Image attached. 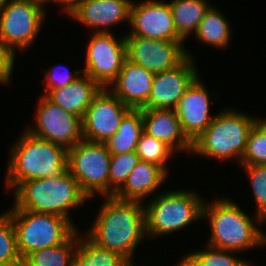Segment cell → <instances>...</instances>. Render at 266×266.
I'll use <instances>...</instances> for the list:
<instances>
[{"label": "cell", "instance_id": "15", "mask_svg": "<svg viewBox=\"0 0 266 266\" xmlns=\"http://www.w3.org/2000/svg\"><path fill=\"white\" fill-rule=\"evenodd\" d=\"M200 80L201 77L198 76L174 108L183 133L192 143L211 124L215 114H210V104L219 98L217 92L209 94L207 87ZM214 96L216 97L214 98Z\"/></svg>", "mask_w": 266, "mask_h": 266}, {"label": "cell", "instance_id": "4", "mask_svg": "<svg viewBox=\"0 0 266 266\" xmlns=\"http://www.w3.org/2000/svg\"><path fill=\"white\" fill-rule=\"evenodd\" d=\"M22 133L9 148L4 185L9 193L21 182L55 177L67 169L65 147L31 135L25 129Z\"/></svg>", "mask_w": 266, "mask_h": 266}, {"label": "cell", "instance_id": "17", "mask_svg": "<svg viewBox=\"0 0 266 266\" xmlns=\"http://www.w3.org/2000/svg\"><path fill=\"white\" fill-rule=\"evenodd\" d=\"M132 1L81 0L68 17L94 30L91 32L111 33V27H116L122 22H126L129 26Z\"/></svg>", "mask_w": 266, "mask_h": 266}, {"label": "cell", "instance_id": "7", "mask_svg": "<svg viewBox=\"0 0 266 266\" xmlns=\"http://www.w3.org/2000/svg\"><path fill=\"white\" fill-rule=\"evenodd\" d=\"M9 211L22 260L35 250L62 244L77 230L68 219L58 215Z\"/></svg>", "mask_w": 266, "mask_h": 266}, {"label": "cell", "instance_id": "11", "mask_svg": "<svg viewBox=\"0 0 266 266\" xmlns=\"http://www.w3.org/2000/svg\"><path fill=\"white\" fill-rule=\"evenodd\" d=\"M34 125L25 129L31 135L65 147L67 150L83 140L82 119L49 101L39 97Z\"/></svg>", "mask_w": 266, "mask_h": 266}, {"label": "cell", "instance_id": "10", "mask_svg": "<svg viewBox=\"0 0 266 266\" xmlns=\"http://www.w3.org/2000/svg\"><path fill=\"white\" fill-rule=\"evenodd\" d=\"M90 37L82 72L102 88H108L127 59L125 34L119 37L113 32H92Z\"/></svg>", "mask_w": 266, "mask_h": 266}, {"label": "cell", "instance_id": "25", "mask_svg": "<svg viewBox=\"0 0 266 266\" xmlns=\"http://www.w3.org/2000/svg\"><path fill=\"white\" fill-rule=\"evenodd\" d=\"M144 132L142 109H131L122 119L117 132L106 142L111 154L136 151L137 143Z\"/></svg>", "mask_w": 266, "mask_h": 266}, {"label": "cell", "instance_id": "18", "mask_svg": "<svg viewBox=\"0 0 266 266\" xmlns=\"http://www.w3.org/2000/svg\"><path fill=\"white\" fill-rule=\"evenodd\" d=\"M154 75L155 73L126 59L108 89L129 108L142 109L150 96Z\"/></svg>", "mask_w": 266, "mask_h": 266}, {"label": "cell", "instance_id": "6", "mask_svg": "<svg viewBox=\"0 0 266 266\" xmlns=\"http://www.w3.org/2000/svg\"><path fill=\"white\" fill-rule=\"evenodd\" d=\"M204 201L197 190H159L150 202H144L146 237L168 236L187 229L194 221H201Z\"/></svg>", "mask_w": 266, "mask_h": 266}, {"label": "cell", "instance_id": "12", "mask_svg": "<svg viewBox=\"0 0 266 266\" xmlns=\"http://www.w3.org/2000/svg\"><path fill=\"white\" fill-rule=\"evenodd\" d=\"M127 59L153 73L171 70L187 56L194 57L184 41H166L125 36Z\"/></svg>", "mask_w": 266, "mask_h": 266}, {"label": "cell", "instance_id": "9", "mask_svg": "<svg viewBox=\"0 0 266 266\" xmlns=\"http://www.w3.org/2000/svg\"><path fill=\"white\" fill-rule=\"evenodd\" d=\"M110 160L106 143L83 139L68 149L67 168L89 200L109 196Z\"/></svg>", "mask_w": 266, "mask_h": 266}, {"label": "cell", "instance_id": "14", "mask_svg": "<svg viewBox=\"0 0 266 266\" xmlns=\"http://www.w3.org/2000/svg\"><path fill=\"white\" fill-rule=\"evenodd\" d=\"M165 0L132 1L129 32L125 36H139L166 41H183L175 29L169 3ZM131 27V28H130Z\"/></svg>", "mask_w": 266, "mask_h": 266}, {"label": "cell", "instance_id": "20", "mask_svg": "<svg viewBox=\"0 0 266 266\" xmlns=\"http://www.w3.org/2000/svg\"><path fill=\"white\" fill-rule=\"evenodd\" d=\"M169 174L159 165L140 161L128 175L123 186L113 195L121 200L148 201L151 194H158ZM160 187V188H159ZM146 198V199H145Z\"/></svg>", "mask_w": 266, "mask_h": 266}, {"label": "cell", "instance_id": "34", "mask_svg": "<svg viewBox=\"0 0 266 266\" xmlns=\"http://www.w3.org/2000/svg\"><path fill=\"white\" fill-rule=\"evenodd\" d=\"M15 63L16 55L0 45V84L3 86H10Z\"/></svg>", "mask_w": 266, "mask_h": 266}, {"label": "cell", "instance_id": "24", "mask_svg": "<svg viewBox=\"0 0 266 266\" xmlns=\"http://www.w3.org/2000/svg\"><path fill=\"white\" fill-rule=\"evenodd\" d=\"M80 231V229H77L60 245L31 252L23 259L22 266H74Z\"/></svg>", "mask_w": 266, "mask_h": 266}, {"label": "cell", "instance_id": "19", "mask_svg": "<svg viewBox=\"0 0 266 266\" xmlns=\"http://www.w3.org/2000/svg\"><path fill=\"white\" fill-rule=\"evenodd\" d=\"M144 132L165 142L177 154H191L192 142L183 133L174 109H142Z\"/></svg>", "mask_w": 266, "mask_h": 266}, {"label": "cell", "instance_id": "31", "mask_svg": "<svg viewBox=\"0 0 266 266\" xmlns=\"http://www.w3.org/2000/svg\"><path fill=\"white\" fill-rule=\"evenodd\" d=\"M244 169L255 202V216L266 224V165L240 166ZM245 171V172H244Z\"/></svg>", "mask_w": 266, "mask_h": 266}, {"label": "cell", "instance_id": "35", "mask_svg": "<svg viewBox=\"0 0 266 266\" xmlns=\"http://www.w3.org/2000/svg\"><path fill=\"white\" fill-rule=\"evenodd\" d=\"M81 0H49L47 4H59L66 16H68L72 10L80 3Z\"/></svg>", "mask_w": 266, "mask_h": 266}, {"label": "cell", "instance_id": "30", "mask_svg": "<svg viewBox=\"0 0 266 266\" xmlns=\"http://www.w3.org/2000/svg\"><path fill=\"white\" fill-rule=\"evenodd\" d=\"M249 165H266V118H258L249 133L240 166Z\"/></svg>", "mask_w": 266, "mask_h": 266}, {"label": "cell", "instance_id": "39", "mask_svg": "<svg viewBox=\"0 0 266 266\" xmlns=\"http://www.w3.org/2000/svg\"><path fill=\"white\" fill-rule=\"evenodd\" d=\"M176 266H183L180 262H178L177 264H175Z\"/></svg>", "mask_w": 266, "mask_h": 266}, {"label": "cell", "instance_id": "8", "mask_svg": "<svg viewBox=\"0 0 266 266\" xmlns=\"http://www.w3.org/2000/svg\"><path fill=\"white\" fill-rule=\"evenodd\" d=\"M44 5L37 0H9L1 7L0 45L15 55L34 45L47 18Z\"/></svg>", "mask_w": 266, "mask_h": 266}, {"label": "cell", "instance_id": "32", "mask_svg": "<svg viewBox=\"0 0 266 266\" xmlns=\"http://www.w3.org/2000/svg\"><path fill=\"white\" fill-rule=\"evenodd\" d=\"M140 162L136 151L111 154L109 171V196H113L125 183L128 175Z\"/></svg>", "mask_w": 266, "mask_h": 266}, {"label": "cell", "instance_id": "1", "mask_svg": "<svg viewBox=\"0 0 266 266\" xmlns=\"http://www.w3.org/2000/svg\"><path fill=\"white\" fill-rule=\"evenodd\" d=\"M103 198L85 235L96 245L134 262L136 248L147 238L144 203L114 196Z\"/></svg>", "mask_w": 266, "mask_h": 266}, {"label": "cell", "instance_id": "33", "mask_svg": "<svg viewBox=\"0 0 266 266\" xmlns=\"http://www.w3.org/2000/svg\"><path fill=\"white\" fill-rule=\"evenodd\" d=\"M43 72V81L46 86L42 95H45L49 90L66 87L83 74L82 69L70 71L67 66L62 64H54L53 67L46 68Z\"/></svg>", "mask_w": 266, "mask_h": 266}, {"label": "cell", "instance_id": "22", "mask_svg": "<svg viewBox=\"0 0 266 266\" xmlns=\"http://www.w3.org/2000/svg\"><path fill=\"white\" fill-rule=\"evenodd\" d=\"M168 3L175 29L184 42L196 33L200 22L212 6L207 0H171Z\"/></svg>", "mask_w": 266, "mask_h": 266}, {"label": "cell", "instance_id": "36", "mask_svg": "<svg viewBox=\"0 0 266 266\" xmlns=\"http://www.w3.org/2000/svg\"><path fill=\"white\" fill-rule=\"evenodd\" d=\"M9 0H0V8L3 7Z\"/></svg>", "mask_w": 266, "mask_h": 266}, {"label": "cell", "instance_id": "2", "mask_svg": "<svg viewBox=\"0 0 266 266\" xmlns=\"http://www.w3.org/2000/svg\"><path fill=\"white\" fill-rule=\"evenodd\" d=\"M206 201L202 219L209 222L211 230L206 245L241 255L250 249L266 247V232L260 228L264 224L256 216L251 218L237 202L226 196Z\"/></svg>", "mask_w": 266, "mask_h": 266}, {"label": "cell", "instance_id": "26", "mask_svg": "<svg viewBox=\"0 0 266 266\" xmlns=\"http://www.w3.org/2000/svg\"><path fill=\"white\" fill-rule=\"evenodd\" d=\"M128 263L120 254L96 245L83 231L80 234L74 266H126Z\"/></svg>", "mask_w": 266, "mask_h": 266}, {"label": "cell", "instance_id": "29", "mask_svg": "<svg viewBox=\"0 0 266 266\" xmlns=\"http://www.w3.org/2000/svg\"><path fill=\"white\" fill-rule=\"evenodd\" d=\"M10 211L0 214V266H22Z\"/></svg>", "mask_w": 266, "mask_h": 266}, {"label": "cell", "instance_id": "16", "mask_svg": "<svg viewBox=\"0 0 266 266\" xmlns=\"http://www.w3.org/2000/svg\"><path fill=\"white\" fill-rule=\"evenodd\" d=\"M194 59L187 56L175 68L155 73L150 96L142 109H174L186 90L200 76Z\"/></svg>", "mask_w": 266, "mask_h": 266}, {"label": "cell", "instance_id": "5", "mask_svg": "<svg viewBox=\"0 0 266 266\" xmlns=\"http://www.w3.org/2000/svg\"><path fill=\"white\" fill-rule=\"evenodd\" d=\"M258 118L233 107L223 108L215 114L211 124L192 143L191 154L208 160L217 159L221 163L232 160L240 165L249 133Z\"/></svg>", "mask_w": 266, "mask_h": 266}, {"label": "cell", "instance_id": "3", "mask_svg": "<svg viewBox=\"0 0 266 266\" xmlns=\"http://www.w3.org/2000/svg\"><path fill=\"white\" fill-rule=\"evenodd\" d=\"M12 193L14 205L7 210L58 215L68 219L77 229L70 209L81 208L89 199L68 168L55 177L21 182Z\"/></svg>", "mask_w": 266, "mask_h": 266}, {"label": "cell", "instance_id": "27", "mask_svg": "<svg viewBox=\"0 0 266 266\" xmlns=\"http://www.w3.org/2000/svg\"><path fill=\"white\" fill-rule=\"evenodd\" d=\"M201 249L186 252L179 262L183 266H252V262L240 258L238 252L217 249L205 244Z\"/></svg>", "mask_w": 266, "mask_h": 266}, {"label": "cell", "instance_id": "38", "mask_svg": "<svg viewBox=\"0 0 266 266\" xmlns=\"http://www.w3.org/2000/svg\"><path fill=\"white\" fill-rule=\"evenodd\" d=\"M37 1H40V2H42L43 4H46L49 0H37Z\"/></svg>", "mask_w": 266, "mask_h": 266}, {"label": "cell", "instance_id": "37", "mask_svg": "<svg viewBox=\"0 0 266 266\" xmlns=\"http://www.w3.org/2000/svg\"><path fill=\"white\" fill-rule=\"evenodd\" d=\"M136 263H134V262H129L126 266H137V265H135ZM140 266H146V265H140Z\"/></svg>", "mask_w": 266, "mask_h": 266}, {"label": "cell", "instance_id": "23", "mask_svg": "<svg viewBox=\"0 0 266 266\" xmlns=\"http://www.w3.org/2000/svg\"><path fill=\"white\" fill-rule=\"evenodd\" d=\"M230 24L223 12L212 5L193 36L199 43L225 51L231 42L232 29Z\"/></svg>", "mask_w": 266, "mask_h": 266}, {"label": "cell", "instance_id": "13", "mask_svg": "<svg viewBox=\"0 0 266 266\" xmlns=\"http://www.w3.org/2000/svg\"><path fill=\"white\" fill-rule=\"evenodd\" d=\"M130 110L108 88H102L82 119L83 139L106 143L117 132L123 117Z\"/></svg>", "mask_w": 266, "mask_h": 266}, {"label": "cell", "instance_id": "28", "mask_svg": "<svg viewBox=\"0 0 266 266\" xmlns=\"http://www.w3.org/2000/svg\"><path fill=\"white\" fill-rule=\"evenodd\" d=\"M140 161H145L161 166L168 174V161L177 153L165 142L155 139L153 136L143 132L136 147ZM175 154V155H174Z\"/></svg>", "mask_w": 266, "mask_h": 266}, {"label": "cell", "instance_id": "21", "mask_svg": "<svg viewBox=\"0 0 266 266\" xmlns=\"http://www.w3.org/2000/svg\"><path fill=\"white\" fill-rule=\"evenodd\" d=\"M102 87L84 73L66 87L49 90L44 96L65 111L83 119L86 109Z\"/></svg>", "mask_w": 266, "mask_h": 266}]
</instances>
